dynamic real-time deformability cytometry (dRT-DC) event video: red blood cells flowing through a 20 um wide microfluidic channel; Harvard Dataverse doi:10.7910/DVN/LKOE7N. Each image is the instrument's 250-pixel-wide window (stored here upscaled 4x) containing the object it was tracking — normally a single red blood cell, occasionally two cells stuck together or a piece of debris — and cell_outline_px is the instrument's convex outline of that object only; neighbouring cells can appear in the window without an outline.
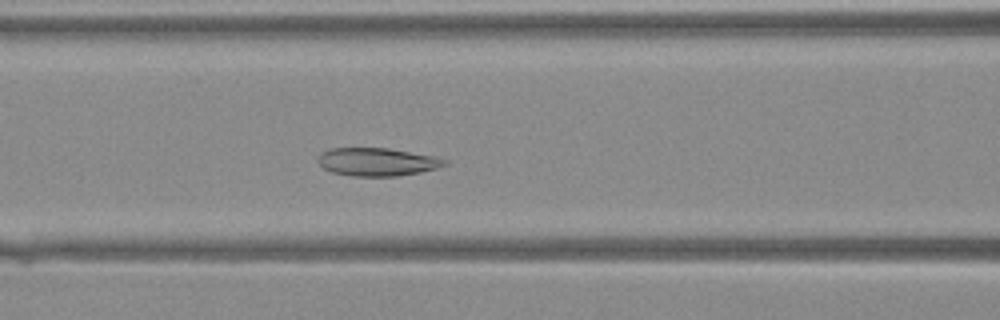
{"species": "Egyptian fruit bat (a non-hibernating species)", "species_latin": "Rousettus aegyptiacus", "temperature_condition": "warm", "stored_images_in_passage": 41, "camera_frame_rate_fps": 3000, "um_per_image_px": 0.085, "animal": {"sex": "female"}, "frame": {"image": 1, "passage_image": 16, "time_ms": 5.0, "image_size_px": [1000, 320], "cell_outline_px": [[448, 164], [436, 168], [420, 172], [396, 176], [352, 176], [332, 172], [324, 168], [316, 160], [316, 156], [320, 152], [332, 148], [388, 148], [436, 156], [448, 160]], "centroid_in_image_um": [32.04, 13.75], "position_along_channel_um": 134.6, "area_um2": 20.87}}
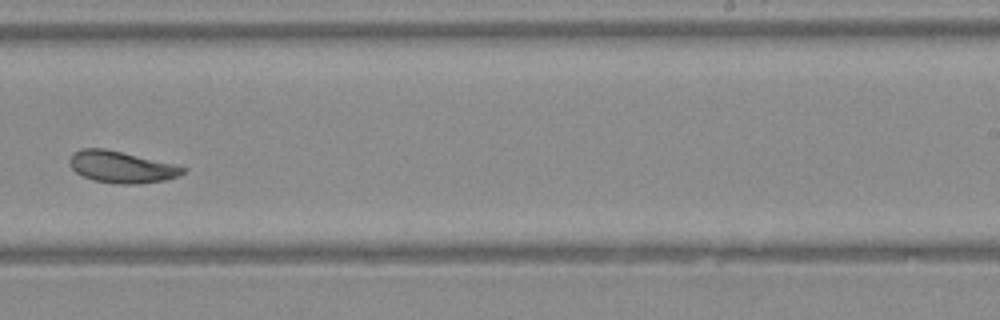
{"frame": {"image": 2, "passage_image": 25, "time_ms": 8.0, "image_size_px": [1000, 320], "cell_outline_px": [[188, 168], [180, 176], [164, 180], [140, 184], [120, 184], [92, 180], [76, 172], [68, 164], [68, 160], [72, 152], [80, 148], [104, 148], [176, 164]], "centroid_in_image_um": [10.32, 14.19], "position_along_channel_um": 278.7, "area_um2": 21.15}}
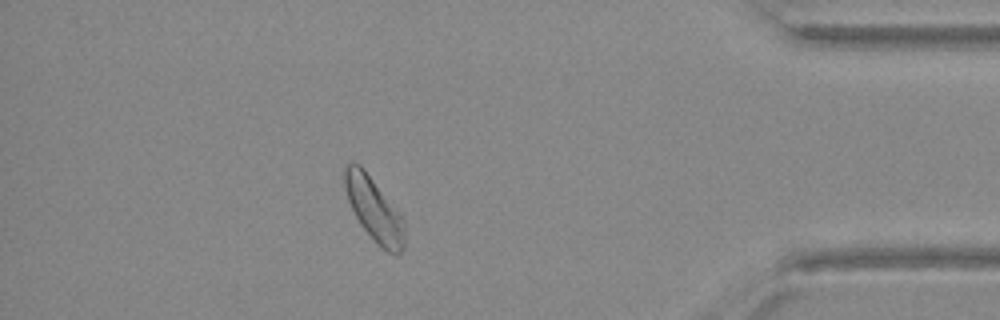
{"frame": {"image": 3, "passage_image": 35, "time_ms": 11.333, "image_size_px": [1000, 320], "cell_outline_px": [[404, 248], [396, 256], [380, 248], [360, 224], [348, 200], [344, 188], [344, 164], [352, 160], [360, 164], [400, 212], [404, 220]], "centroid_in_image_um": [31.79, 17.78], "position_along_channel_um": 403.4, "area_um2": 22.48}}